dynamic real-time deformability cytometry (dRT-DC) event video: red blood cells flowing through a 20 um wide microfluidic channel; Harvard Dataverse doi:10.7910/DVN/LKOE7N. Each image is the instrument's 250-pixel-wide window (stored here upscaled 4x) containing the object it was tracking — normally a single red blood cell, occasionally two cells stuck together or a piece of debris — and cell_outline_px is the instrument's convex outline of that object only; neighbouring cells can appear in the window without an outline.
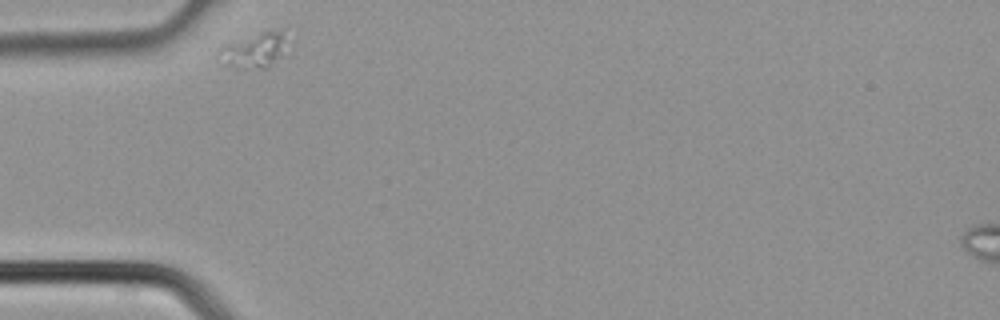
{"species": "common noctule bat (a hibernating species)", "species_latin": "Nyctalus noctula", "temperature_condition": "cold", "stored_images_in_passage": 2, "camera_frame_rate_fps": 3000, "um_per_image_px": 0.085, "animal": {"sex": "male", "body_mass_g": 21.5, "forearm_length_mm": 52.0}, "frame": {"image": 1, "passage_image": 1, "time_ms": 0.0, "image_size_px": [1000, 320], "cell_outline_px": [[288, 56], [268, 68], [260, 68], [228, 64], [220, 48], [228, 44], [268, 28], [272, 28], [280, 32]], "centroid_in_image_um": [21.81, 4.24], "position_along_channel_um": 63.2, "area_um2": 13.24}}